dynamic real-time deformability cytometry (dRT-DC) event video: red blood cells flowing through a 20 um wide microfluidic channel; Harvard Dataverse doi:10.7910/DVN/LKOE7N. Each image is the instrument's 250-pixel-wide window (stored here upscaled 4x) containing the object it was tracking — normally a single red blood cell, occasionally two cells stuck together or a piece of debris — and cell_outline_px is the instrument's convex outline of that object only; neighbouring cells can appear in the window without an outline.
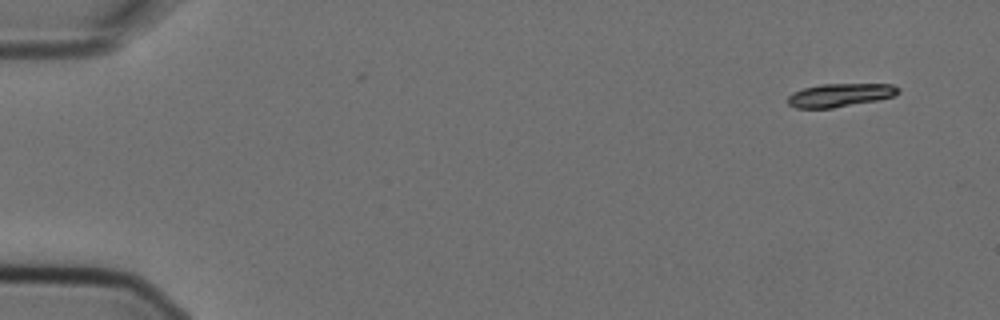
{"species": "Egyptian fruit bat (a non-hibernating species)", "species_latin": "Rousettus aegyptiacus", "temperature_condition": "cold", "stored_images_in_passage": 6, "segment_of_instrument_passage": [2, 2], "camera_frame_rate_fps": 3000, "um_per_image_px": 0.085, "animal": {"sex": "female"}, "frame": {"image": 1, "passage_image": 6, "time_ms": 1.667, "image_size_px": [1000, 320], "cell_outline_px": [[900, 92], [892, 96], [880, 100], [832, 108], [796, 108], [788, 104], [788, 96], [792, 92], [804, 88], [820, 84], [892, 84], [900, 88]], "centroid_in_image_um": [71.41, 8.08], "position_along_channel_um": 13.6, "area_um2": 15.09}}